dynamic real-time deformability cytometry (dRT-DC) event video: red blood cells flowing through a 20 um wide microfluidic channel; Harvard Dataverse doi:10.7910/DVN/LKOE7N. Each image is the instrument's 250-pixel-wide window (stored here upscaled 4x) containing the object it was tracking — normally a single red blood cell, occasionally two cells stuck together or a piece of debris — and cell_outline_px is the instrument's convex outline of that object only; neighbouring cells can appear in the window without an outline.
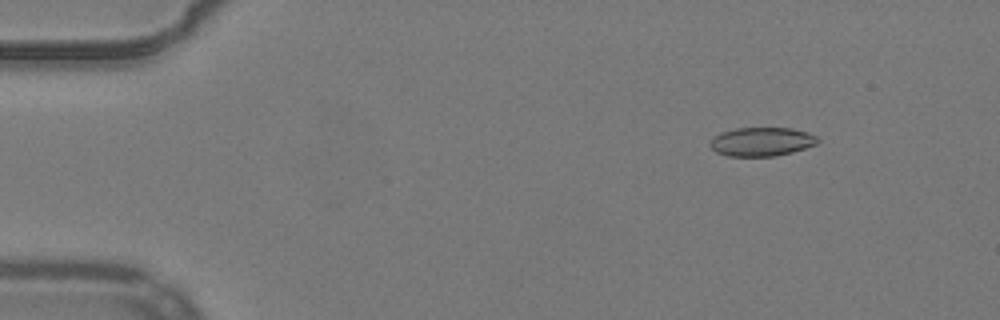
{"species": "common noctule bat (a hibernating species)", "species_latin": "Nyctalus noctula", "temperature_condition": "warm", "stored_images_in_passage": 53, "camera_frame_rate_fps": 3000, "um_per_image_px": 0.085, "animal": {"sex": "male", "body_mass_g": 19.2, "forearm_length_mm": 51.8}, "frame": {"image": 1, "passage_image": 7, "time_ms": 2.0, "image_size_px": [1000, 320], "cell_outline_px": [[820, 140], [816, 144], [792, 152], [776, 156], [728, 156], [716, 152], [708, 144], [708, 140], [720, 132], [736, 128], [792, 128], [808, 132], [816, 136]], "centroid_in_image_um": [64.7, 12.04], "position_along_channel_um": 20.3, "area_um2": 18.21}}
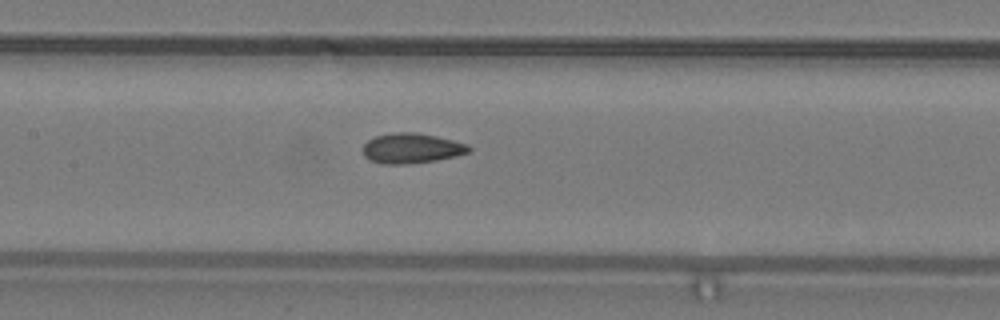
{"frame": {"image": 2, "passage_image": 26, "time_ms": 8.333, "image_size_px": [1000, 320], "cell_outline_px": [[472, 148], [468, 152], [456, 156], [436, 160], [408, 164], [380, 164], [368, 160], [364, 156], [364, 144], [368, 140], [376, 136], [392, 132], [416, 132], [436, 136], [468, 144]], "centroid_in_image_um": [34.97, 12.6], "position_along_channel_um": 172.4, "area_um2": 18.67}}
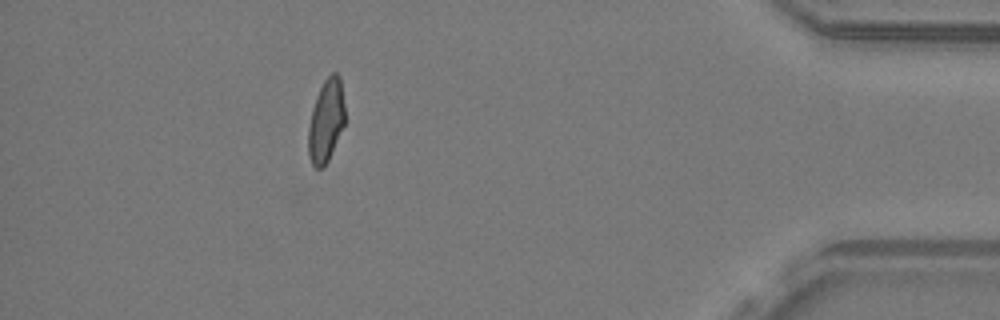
{"frame": {"image": 3, "passage_image": 48, "time_ms": 15.667, "image_size_px": [1000, 320], "cell_outline_px": [[344, 124], [328, 160], [324, 168], [316, 168], [312, 164], [308, 156], [308, 128], [312, 108], [316, 96], [324, 80], [332, 72], [336, 72], [340, 76], [344, 104]], "centroid_in_image_um": [27.7, 10.26], "position_along_channel_um": 407.5, "area_um2": 17.63}, "authors_computed_cell_mechanics": {"area_um2": 18.5538, "velocity_mm_per_s": 3.9218, "shape_relaxation_time_tau1_ms": null, "shape_relaxation_time_tau2_ms": 1.1417, "deformation_change_tau1": null, "deformation_change_tau2": 0.0639}}